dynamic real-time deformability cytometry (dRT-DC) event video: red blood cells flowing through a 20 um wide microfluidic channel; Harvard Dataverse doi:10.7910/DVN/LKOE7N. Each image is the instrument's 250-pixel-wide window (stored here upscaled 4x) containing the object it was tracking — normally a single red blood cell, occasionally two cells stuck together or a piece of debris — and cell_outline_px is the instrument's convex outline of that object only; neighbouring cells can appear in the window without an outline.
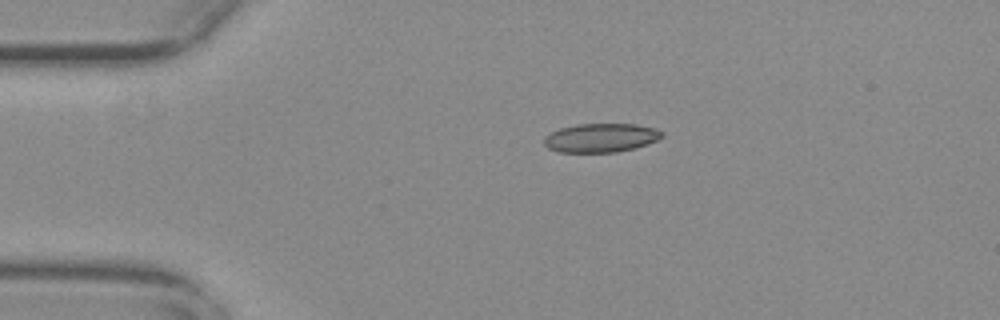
{"species": "common noctule bat (a hibernating species)", "species_latin": "Nyctalus noctula", "temperature_condition": "warm", "stored_images_in_passage": 3, "camera_frame_rate_fps": 3000, "um_per_image_px": 0.085, "animal": {"sex": "female", "body_mass_g": 29.2, "forearm_length_mm": 56.3}, "frame": {"image": 1, "passage_image": 1, "time_ms": 0.0, "image_size_px": [1000, 320], "cell_outline_px": [[664, 136], [656, 140], [636, 148], [616, 152], [560, 152], [548, 148], [544, 144], [544, 136], [560, 128], [576, 124], [636, 124], [652, 128], [664, 132]], "centroid_in_image_um": [51.06, 11.71], "position_along_channel_um": 33.9, "area_um2": 19.77}}